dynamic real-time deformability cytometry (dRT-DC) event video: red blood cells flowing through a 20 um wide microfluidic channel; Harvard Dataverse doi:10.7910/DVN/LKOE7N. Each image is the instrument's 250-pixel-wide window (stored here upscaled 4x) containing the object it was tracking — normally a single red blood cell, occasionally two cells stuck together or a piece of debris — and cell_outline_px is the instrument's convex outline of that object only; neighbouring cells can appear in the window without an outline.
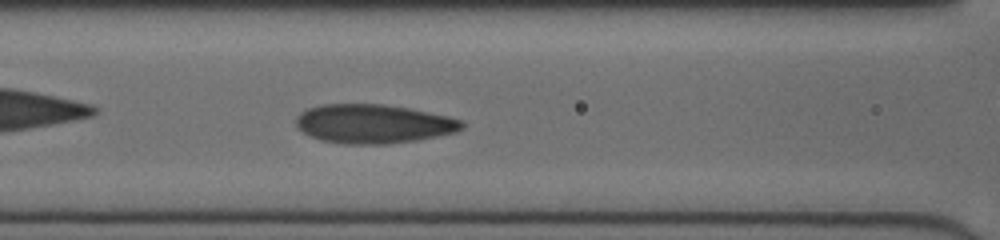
{"species": "human", "species_latin": "Homo sapiens", "temperature_condition": "cold", "stored_images_in_passage": 40, "camera_frame_rate_fps": 3000, "um_per_image_px": 0.085, "donor": {"sex": "female"}, "frame": {"image": 1, "passage_image": 16, "time_ms": 5.0, "image_size_px": [1000, 240], "cell_outline_px": [[464, 128], [456, 132], [416, 140], [388, 144], [344, 144], [320, 140], [304, 132], [296, 124], [296, 116], [300, 112], [308, 108], [324, 104], [384, 104], [408, 108], [448, 116], [460, 120], [464, 124]], "centroid_in_image_um": [31.74, 10.52], "position_along_channel_um": 134.9, "area_um2": 37.57}}
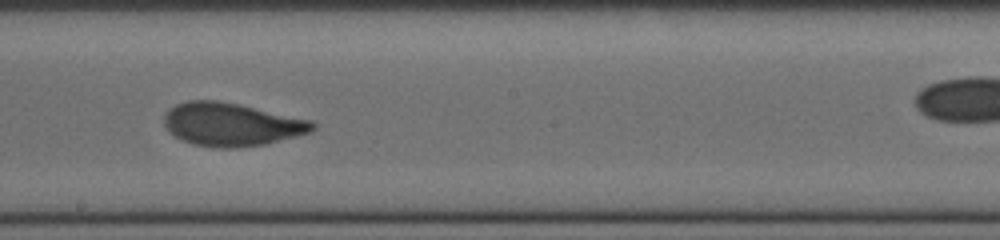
{"frame": {"image": 2, "passage_image": 23, "time_ms": 7.333, "image_size_px": [1000, 240], "cell_outline_px": [[316, 128], [308, 132], [296, 136], [264, 144], [236, 148], [216, 148], [192, 144], [176, 136], [164, 124], [164, 116], [176, 104], [188, 100], [216, 100], [236, 104], [312, 120], [316, 124]], "centroid_in_image_um": [19.68, 10.58], "position_along_channel_um": 228.5, "area_um2": 36.82}}
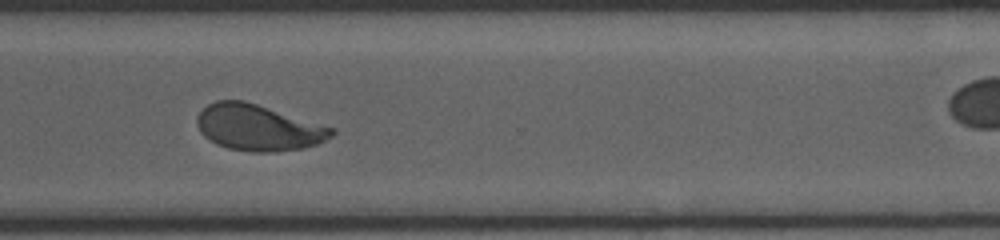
{"frame": {"image": 3, "passage_image": 32, "time_ms": 10.333, "image_size_px": [1000, 240], "cell_outline_px": [[336, 132], [332, 136], [316, 144], [304, 148], [276, 152], [252, 152], [228, 148], [216, 144], [204, 136], [200, 132], [196, 124], [196, 116], [208, 104], [216, 100], [244, 100], [336, 128]], "centroid_in_image_um": [21.95, 10.85], "position_along_channel_um": 348.6, "area_um2": 36.36}}